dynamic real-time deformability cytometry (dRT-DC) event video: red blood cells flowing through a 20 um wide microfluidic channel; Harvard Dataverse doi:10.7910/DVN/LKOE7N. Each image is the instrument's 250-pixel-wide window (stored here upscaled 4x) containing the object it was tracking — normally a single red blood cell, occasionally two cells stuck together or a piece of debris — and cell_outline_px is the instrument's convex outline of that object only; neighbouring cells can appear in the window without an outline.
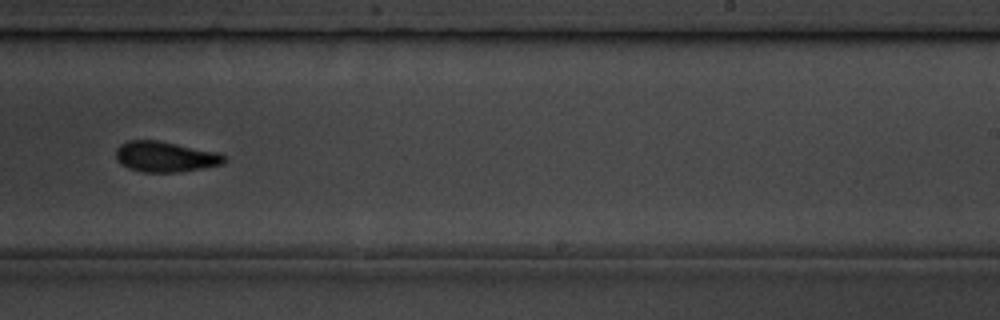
{"species": "common noctule bat (a hibernating species)", "species_latin": "Nyctalus noctula", "temperature_condition": "room temperature", "stored_images_in_passage": 10, "camera_frame_rate_fps": 3000, "um_per_image_px": 0.085, "animal": {"sex": "male", "body_mass_g": 19.5, "forearm_length_mm": 54.6}, "frame": {"image": 1, "passage_image": 10, "time_ms": 10.333, "image_size_px": [1000, 320], "cell_outline_px": [[228, 160], [224, 164], [176, 172], [144, 172], [128, 168], [120, 164], [116, 160], [116, 148], [120, 144], [128, 140], [156, 140], [220, 152], [228, 156]], "centroid_in_image_um": [14.07, 13.31], "position_along_channel_um": 274.9, "area_um2": 19.48}}